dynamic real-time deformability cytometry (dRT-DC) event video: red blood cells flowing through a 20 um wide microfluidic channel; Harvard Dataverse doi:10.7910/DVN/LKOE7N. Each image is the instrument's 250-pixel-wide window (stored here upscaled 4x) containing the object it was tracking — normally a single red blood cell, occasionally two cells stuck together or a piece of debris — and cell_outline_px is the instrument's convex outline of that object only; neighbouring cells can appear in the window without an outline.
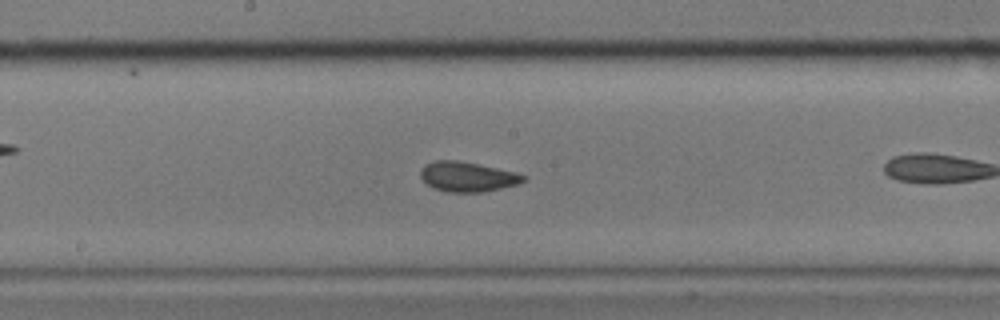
{"species": "common noctule bat (a hibernating species)", "species_latin": "Nyctalus noctula", "temperature_condition": "cold", "stored_images_in_passage": 39, "camera_frame_rate_fps": 3000, "um_per_image_px": 0.085, "animal": {"sex": "male", "body_mass_g": 17.9}, "frame": {"image": 1, "passage_image": 12, "time_ms": 3.667, "image_size_px": [1000, 320], "cell_outline_px": [[528, 176], [520, 184], [484, 192], [448, 192], [432, 188], [420, 176], [420, 168], [424, 164], [436, 160], [456, 160], [516, 172]], "centroid_in_image_um": [39.73, 15.03], "position_along_channel_um": 208.5, "area_um2": 17.98}, "authors_computed_cell_mechanics": {"area_um2": 17.9758, "velocity_mm_per_s": 3.5879, "shape_relaxation_time_tau1_ms": 3.8155, "shape_relaxation_time_tau2_ms": null, "deformation_change_tau1": 0.0734, "deformation_change_tau2": null}}